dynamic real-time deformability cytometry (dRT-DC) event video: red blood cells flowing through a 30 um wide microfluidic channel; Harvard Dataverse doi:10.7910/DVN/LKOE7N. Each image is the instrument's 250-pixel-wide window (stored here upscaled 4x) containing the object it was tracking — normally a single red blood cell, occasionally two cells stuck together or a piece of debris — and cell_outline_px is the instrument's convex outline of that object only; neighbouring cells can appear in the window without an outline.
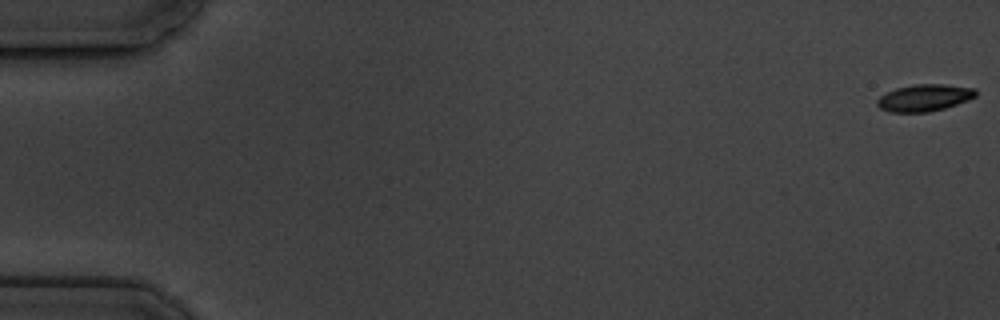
{"species": "common noctule bat (a hibernating species)", "species_latin": "Nyctalus noctula", "temperature_condition": "cold", "stored_images_in_passage": 5, "camera_frame_rate_fps": 3000, "um_per_image_px": 0.085, "animal": {"sex": "male", "body_mass_g": 19.5, "forearm_length_mm": 54.6}, "frame": {"image": 1, "passage_image": 1, "time_ms": 0.0, "image_size_px": [1000, 320], "cell_outline_px": [[976, 96], [968, 100], [944, 108], [928, 112], [888, 112], [880, 108], [876, 104], [876, 100], [880, 96], [896, 88], [912, 84], [944, 84], [976, 88]], "centroid_in_image_um": [78.56, 8.3], "position_along_channel_um": 6.4, "area_um2": 15.49}}